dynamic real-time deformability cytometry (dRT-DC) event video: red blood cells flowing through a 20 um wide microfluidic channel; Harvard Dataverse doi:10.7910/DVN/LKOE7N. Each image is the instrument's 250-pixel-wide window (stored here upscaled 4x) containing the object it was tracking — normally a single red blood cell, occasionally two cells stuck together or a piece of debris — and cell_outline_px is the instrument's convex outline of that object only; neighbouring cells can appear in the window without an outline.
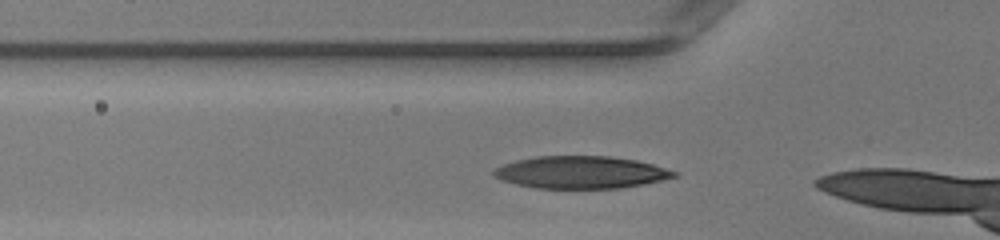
{"species": "human", "species_latin": "Homo sapiens", "temperature_condition": "warm", "stored_images_in_passage": 7, "camera_frame_rate_fps": 3000, "um_per_image_px": 0.085, "donor": {"sex": "female"}, "frame": {"image": 1, "passage_image": 2, "time_ms": 0.333, "image_size_px": [1000, 240], "cell_outline_px": [[680, 176], [664, 180], [644, 184], [620, 188], [536, 188], [516, 184], [500, 180], [492, 176], [492, 172], [496, 168], [504, 164], [516, 160], [536, 156], [608, 156], [636, 160], [652, 164], [680, 172]], "centroid_in_image_um": [49.41, 14.65], "position_along_channel_um": 76.4, "area_um2": 34.22}}
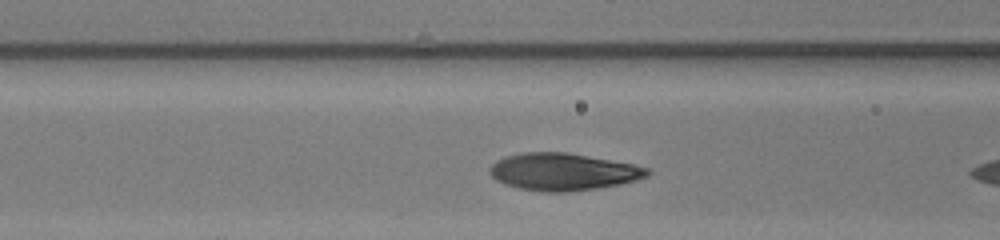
{"frame": {"image": 2, "passage_image": 5, "time_ms": 1.333, "image_size_px": [1000, 240], "cell_outline_px": [[652, 172], [648, 176], [620, 184], [596, 188], [564, 192], [540, 192], [520, 188], [504, 184], [496, 180], [488, 172], [488, 168], [496, 160], [504, 156], [524, 152], [564, 152], [588, 156], [632, 164], [648, 168]], "centroid_in_image_um": [47.81, 14.6], "position_along_channel_um": 118.8, "area_um2": 34.1}}